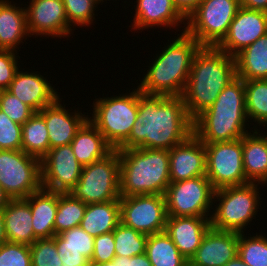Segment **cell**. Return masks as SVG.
<instances>
[{"label": "cell", "mask_w": 267, "mask_h": 266, "mask_svg": "<svg viewBox=\"0 0 267 266\" xmlns=\"http://www.w3.org/2000/svg\"><path fill=\"white\" fill-rule=\"evenodd\" d=\"M193 134L182 96L142 93L138 88V114L128 139L118 149L171 150Z\"/></svg>", "instance_id": "1"}, {"label": "cell", "mask_w": 267, "mask_h": 266, "mask_svg": "<svg viewBox=\"0 0 267 266\" xmlns=\"http://www.w3.org/2000/svg\"><path fill=\"white\" fill-rule=\"evenodd\" d=\"M236 77L235 57L217 47L201 46L193 57L182 99L194 120L208 109L225 86Z\"/></svg>", "instance_id": "2"}, {"label": "cell", "mask_w": 267, "mask_h": 266, "mask_svg": "<svg viewBox=\"0 0 267 266\" xmlns=\"http://www.w3.org/2000/svg\"><path fill=\"white\" fill-rule=\"evenodd\" d=\"M247 122L245 81L236 76L216 101L193 120V133L203 143L234 141L250 132Z\"/></svg>", "instance_id": "3"}, {"label": "cell", "mask_w": 267, "mask_h": 266, "mask_svg": "<svg viewBox=\"0 0 267 266\" xmlns=\"http://www.w3.org/2000/svg\"><path fill=\"white\" fill-rule=\"evenodd\" d=\"M168 42L148 66V72L137 86L142 93L181 96L186 86L198 41L185 32ZM172 42V43H171Z\"/></svg>", "instance_id": "4"}, {"label": "cell", "mask_w": 267, "mask_h": 266, "mask_svg": "<svg viewBox=\"0 0 267 266\" xmlns=\"http://www.w3.org/2000/svg\"><path fill=\"white\" fill-rule=\"evenodd\" d=\"M120 195H165L170 184L169 150L118 149Z\"/></svg>", "instance_id": "5"}, {"label": "cell", "mask_w": 267, "mask_h": 266, "mask_svg": "<svg viewBox=\"0 0 267 266\" xmlns=\"http://www.w3.org/2000/svg\"><path fill=\"white\" fill-rule=\"evenodd\" d=\"M259 186V183H248L216 189L214 210L210 217L211 228L244 233L250 222L258 216V209H261Z\"/></svg>", "instance_id": "6"}, {"label": "cell", "mask_w": 267, "mask_h": 266, "mask_svg": "<svg viewBox=\"0 0 267 266\" xmlns=\"http://www.w3.org/2000/svg\"><path fill=\"white\" fill-rule=\"evenodd\" d=\"M113 96V97H112ZM96 98L90 122L104 136L106 142L118 149L129 137L138 114V87L131 93Z\"/></svg>", "instance_id": "7"}, {"label": "cell", "mask_w": 267, "mask_h": 266, "mask_svg": "<svg viewBox=\"0 0 267 266\" xmlns=\"http://www.w3.org/2000/svg\"><path fill=\"white\" fill-rule=\"evenodd\" d=\"M86 205L119 200L120 159L118 149L104 158L83 166L78 183L69 192Z\"/></svg>", "instance_id": "8"}, {"label": "cell", "mask_w": 267, "mask_h": 266, "mask_svg": "<svg viewBox=\"0 0 267 266\" xmlns=\"http://www.w3.org/2000/svg\"><path fill=\"white\" fill-rule=\"evenodd\" d=\"M239 7L238 0H201L186 19L185 32L201 46L216 47L226 36Z\"/></svg>", "instance_id": "9"}, {"label": "cell", "mask_w": 267, "mask_h": 266, "mask_svg": "<svg viewBox=\"0 0 267 266\" xmlns=\"http://www.w3.org/2000/svg\"><path fill=\"white\" fill-rule=\"evenodd\" d=\"M0 186L10 199H25L39 191L41 160L22 150H0Z\"/></svg>", "instance_id": "10"}, {"label": "cell", "mask_w": 267, "mask_h": 266, "mask_svg": "<svg viewBox=\"0 0 267 266\" xmlns=\"http://www.w3.org/2000/svg\"><path fill=\"white\" fill-rule=\"evenodd\" d=\"M214 191L206 176L170 182L164 195L168 217H211Z\"/></svg>", "instance_id": "11"}, {"label": "cell", "mask_w": 267, "mask_h": 266, "mask_svg": "<svg viewBox=\"0 0 267 266\" xmlns=\"http://www.w3.org/2000/svg\"><path fill=\"white\" fill-rule=\"evenodd\" d=\"M206 177L216 190L250 183L243 168L242 138L229 142L204 143Z\"/></svg>", "instance_id": "12"}, {"label": "cell", "mask_w": 267, "mask_h": 266, "mask_svg": "<svg viewBox=\"0 0 267 266\" xmlns=\"http://www.w3.org/2000/svg\"><path fill=\"white\" fill-rule=\"evenodd\" d=\"M121 223L143 234L164 232L167 207L164 195H131L120 197Z\"/></svg>", "instance_id": "13"}, {"label": "cell", "mask_w": 267, "mask_h": 266, "mask_svg": "<svg viewBox=\"0 0 267 266\" xmlns=\"http://www.w3.org/2000/svg\"><path fill=\"white\" fill-rule=\"evenodd\" d=\"M83 166L71 145L52 148L41 159V185L45 190L69 193L78 183Z\"/></svg>", "instance_id": "14"}, {"label": "cell", "mask_w": 267, "mask_h": 266, "mask_svg": "<svg viewBox=\"0 0 267 266\" xmlns=\"http://www.w3.org/2000/svg\"><path fill=\"white\" fill-rule=\"evenodd\" d=\"M27 6V27L31 36L61 39L73 35L75 29L68 24L62 0H30Z\"/></svg>", "instance_id": "15"}, {"label": "cell", "mask_w": 267, "mask_h": 266, "mask_svg": "<svg viewBox=\"0 0 267 266\" xmlns=\"http://www.w3.org/2000/svg\"><path fill=\"white\" fill-rule=\"evenodd\" d=\"M266 34L267 12L250 10L240 6L226 36L216 47L235 57L244 48Z\"/></svg>", "instance_id": "16"}, {"label": "cell", "mask_w": 267, "mask_h": 266, "mask_svg": "<svg viewBox=\"0 0 267 266\" xmlns=\"http://www.w3.org/2000/svg\"><path fill=\"white\" fill-rule=\"evenodd\" d=\"M170 182L206 176L204 143L193 133L169 150Z\"/></svg>", "instance_id": "17"}, {"label": "cell", "mask_w": 267, "mask_h": 266, "mask_svg": "<svg viewBox=\"0 0 267 266\" xmlns=\"http://www.w3.org/2000/svg\"><path fill=\"white\" fill-rule=\"evenodd\" d=\"M59 96L52 104L44 107L40 113L48 130L50 149L69 145L77 131L88 120V113L84 114L79 110L71 112L66 109ZM71 112V113H70ZM87 114V115H85Z\"/></svg>", "instance_id": "18"}, {"label": "cell", "mask_w": 267, "mask_h": 266, "mask_svg": "<svg viewBox=\"0 0 267 266\" xmlns=\"http://www.w3.org/2000/svg\"><path fill=\"white\" fill-rule=\"evenodd\" d=\"M20 70L21 68L16 72L7 90L35 112H40L60 96L47 76L44 78L38 71Z\"/></svg>", "instance_id": "19"}, {"label": "cell", "mask_w": 267, "mask_h": 266, "mask_svg": "<svg viewBox=\"0 0 267 266\" xmlns=\"http://www.w3.org/2000/svg\"><path fill=\"white\" fill-rule=\"evenodd\" d=\"M239 233L209 228L189 260L196 266H224L238 255Z\"/></svg>", "instance_id": "20"}, {"label": "cell", "mask_w": 267, "mask_h": 266, "mask_svg": "<svg viewBox=\"0 0 267 266\" xmlns=\"http://www.w3.org/2000/svg\"><path fill=\"white\" fill-rule=\"evenodd\" d=\"M135 3L134 19L130 26L132 31L156 26L178 29L180 24L186 27V18L177 10L173 0H136Z\"/></svg>", "instance_id": "21"}, {"label": "cell", "mask_w": 267, "mask_h": 266, "mask_svg": "<svg viewBox=\"0 0 267 266\" xmlns=\"http://www.w3.org/2000/svg\"><path fill=\"white\" fill-rule=\"evenodd\" d=\"M210 227V217H168L164 231L189 261Z\"/></svg>", "instance_id": "22"}, {"label": "cell", "mask_w": 267, "mask_h": 266, "mask_svg": "<svg viewBox=\"0 0 267 266\" xmlns=\"http://www.w3.org/2000/svg\"><path fill=\"white\" fill-rule=\"evenodd\" d=\"M260 130L251 129L242 137L243 168L250 183L267 187V132Z\"/></svg>", "instance_id": "23"}, {"label": "cell", "mask_w": 267, "mask_h": 266, "mask_svg": "<svg viewBox=\"0 0 267 266\" xmlns=\"http://www.w3.org/2000/svg\"><path fill=\"white\" fill-rule=\"evenodd\" d=\"M0 0V49L18 52L23 39L31 37L27 27L25 6L14 1ZM15 3V4H14Z\"/></svg>", "instance_id": "24"}, {"label": "cell", "mask_w": 267, "mask_h": 266, "mask_svg": "<svg viewBox=\"0 0 267 266\" xmlns=\"http://www.w3.org/2000/svg\"><path fill=\"white\" fill-rule=\"evenodd\" d=\"M2 214L7 241L30 246L37 240L33 233L30 205L25 199H11Z\"/></svg>", "instance_id": "25"}, {"label": "cell", "mask_w": 267, "mask_h": 266, "mask_svg": "<svg viewBox=\"0 0 267 266\" xmlns=\"http://www.w3.org/2000/svg\"><path fill=\"white\" fill-rule=\"evenodd\" d=\"M32 213L33 233L36 239H49L55 236V218L58 205V192L41 188L25 198Z\"/></svg>", "instance_id": "26"}, {"label": "cell", "mask_w": 267, "mask_h": 266, "mask_svg": "<svg viewBox=\"0 0 267 266\" xmlns=\"http://www.w3.org/2000/svg\"><path fill=\"white\" fill-rule=\"evenodd\" d=\"M70 145L82 166L104 158L113 150L89 119L77 131Z\"/></svg>", "instance_id": "27"}, {"label": "cell", "mask_w": 267, "mask_h": 266, "mask_svg": "<svg viewBox=\"0 0 267 266\" xmlns=\"http://www.w3.org/2000/svg\"><path fill=\"white\" fill-rule=\"evenodd\" d=\"M120 222V202L113 200L88 204L79 226L89 235L96 237L112 232Z\"/></svg>", "instance_id": "28"}, {"label": "cell", "mask_w": 267, "mask_h": 266, "mask_svg": "<svg viewBox=\"0 0 267 266\" xmlns=\"http://www.w3.org/2000/svg\"><path fill=\"white\" fill-rule=\"evenodd\" d=\"M236 76L248 80L267 79V34L235 56Z\"/></svg>", "instance_id": "29"}, {"label": "cell", "mask_w": 267, "mask_h": 266, "mask_svg": "<svg viewBox=\"0 0 267 266\" xmlns=\"http://www.w3.org/2000/svg\"><path fill=\"white\" fill-rule=\"evenodd\" d=\"M21 150L40 160L50 150L48 130L40 112H35L22 125Z\"/></svg>", "instance_id": "30"}, {"label": "cell", "mask_w": 267, "mask_h": 266, "mask_svg": "<svg viewBox=\"0 0 267 266\" xmlns=\"http://www.w3.org/2000/svg\"><path fill=\"white\" fill-rule=\"evenodd\" d=\"M145 254L152 266H184L188 261L165 231L148 235Z\"/></svg>", "instance_id": "31"}, {"label": "cell", "mask_w": 267, "mask_h": 266, "mask_svg": "<svg viewBox=\"0 0 267 266\" xmlns=\"http://www.w3.org/2000/svg\"><path fill=\"white\" fill-rule=\"evenodd\" d=\"M245 103L247 119L252 128L264 126V130L267 129V79L245 81Z\"/></svg>", "instance_id": "32"}, {"label": "cell", "mask_w": 267, "mask_h": 266, "mask_svg": "<svg viewBox=\"0 0 267 266\" xmlns=\"http://www.w3.org/2000/svg\"><path fill=\"white\" fill-rule=\"evenodd\" d=\"M87 205L70 193L58 192V205L54 223L55 235L78 227L84 217Z\"/></svg>", "instance_id": "33"}, {"label": "cell", "mask_w": 267, "mask_h": 266, "mask_svg": "<svg viewBox=\"0 0 267 266\" xmlns=\"http://www.w3.org/2000/svg\"><path fill=\"white\" fill-rule=\"evenodd\" d=\"M115 255L132 257L145 253L148 235L119 223L113 230Z\"/></svg>", "instance_id": "34"}, {"label": "cell", "mask_w": 267, "mask_h": 266, "mask_svg": "<svg viewBox=\"0 0 267 266\" xmlns=\"http://www.w3.org/2000/svg\"><path fill=\"white\" fill-rule=\"evenodd\" d=\"M238 255L249 266H267V235L239 233Z\"/></svg>", "instance_id": "35"}, {"label": "cell", "mask_w": 267, "mask_h": 266, "mask_svg": "<svg viewBox=\"0 0 267 266\" xmlns=\"http://www.w3.org/2000/svg\"><path fill=\"white\" fill-rule=\"evenodd\" d=\"M68 24L73 28L75 26H91L95 19V10L100 4L97 0H62ZM95 9V10H94Z\"/></svg>", "instance_id": "36"}, {"label": "cell", "mask_w": 267, "mask_h": 266, "mask_svg": "<svg viewBox=\"0 0 267 266\" xmlns=\"http://www.w3.org/2000/svg\"><path fill=\"white\" fill-rule=\"evenodd\" d=\"M53 239L56 242V247L76 249L91 261L94 251V237L80 226L63 231L55 235Z\"/></svg>", "instance_id": "37"}, {"label": "cell", "mask_w": 267, "mask_h": 266, "mask_svg": "<svg viewBox=\"0 0 267 266\" xmlns=\"http://www.w3.org/2000/svg\"><path fill=\"white\" fill-rule=\"evenodd\" d=\"M32 266H62L53 238L37 239L30 245Z\"/></svg>", "instance_id": "38"}, {"label": "cell", "mask_w": 267, "mask_h": 266, "mask_svg": "<svg viewBox=\"0 0 267 266\" xmlns=\"http://www.w3.org/2000/svg\"><path fill=\"white\" fill-rule=\"evenodd\" d=\"M0 110L12 121L23 125L35 111L8 90L0 91Z\"/></svg>", "instance_id": "39"}, {"label": "cell", "mask_w": 267, "mask_h": 266, "mask_svg": "<svg viewBox=\"0 0 267 266\" xmlns=\"http://www.w3.org/2000/svg\"><path fill=\"white\" fill-rule=\"evenodd\" d=\"M0 266H32L30 246L4 242L0 245Z\"/></svg>", "instance_id": "40"}, {"label": "cell", "mask_w": 267, "mask_h": 266, "mask_svg": "<svg viewBox=\"0 0 267 266\" xmlns=\"http://www.w3.org/2000/svg\"><path fill=\"white\" fill-rule=\"evenodd\" d=\"M22 125L0 110V150H21Z\"/></svg>", "instance_id": "41"}, {"label": "cell", "mask_w": 267, "mask_h": 266, "mask_svg": "<svg viewBox=\"0 0 267 266\" xmlns=\"http://www.w3.org/2000/svg\"><path fill=\"white\" fill-rule=\"evenodd\" d=\"M19 53L0 49V91L7 90L21 66L18 64Z\"/></svg>", "instance_id": "42"}, {"label": "cell", "mask_w": 267, "mask_h": 266, "mask_svg": "<svg viewBox=\"0 0 267 266\" xmlns=\"http://www.w3.org/2000/svg\"><path fill=\"white\" fill-rule=\"evenodd\" d=\"M115 256V240L113 231L94 237V251L90 262H108Z\"/></svg>", "instance_id": "43"}, {"label": "cell", "mask_w": 267, "mask_h": 266, "mask_svg": "<svg viewBox=\"0 0 267 266\" xmlns=\"http://www.w3.org/2000/svg\"><path fill=\"white\" fill-rule=\"evenodd\" d=\"M57 252L62 266H89L90 261L76 249L57 247Z\"/></svg>", "instance_id": "44"}, {"label": "cell", "mask_w": 267, "mask_h": 266, "mask_svg": "<svg viewBox=\"0 0 267 266\" xmlns=\"http://www.w3.org/2000/svg\"><path fill=\"white\" fill-rule=\"evenodd\" d=\"M119 266H152L145 253L132 257L119 256Z\"/></svg>", "instance_id": "45"}, {"label": "cell", "mask_w": 267, "mask_h": 266, "mask_svg": "<svg viewBox=\"0 0 267 266\" xmlns=\"http://www.w3.org/2000/svg\"><path fill=\"white\" fill-rule=\"evenodd\" d=\"M201 0H173L177 10L187 19L198 7Z\"/></svg>", "instance_id": "46"}, {"label": "cell", "mask_w": 267, "mask_h": 266, "mask_svg": "<svg viewBox=\"0 0 267 266\" xmlns=\"http://www.w3.org/2000/svg\"><path fill=\"white\" fill-rule=\"evenodd\" d=\"M240 6L250 9L267 12V0H238Z\"/></svg>", "instance_id": "47"}, {"label": "cell", "mask_w": 267, "mask_h": 266, "mask_svg": "<svg viewBox=\"0 0 267 266\" xmlns=\"http://www.w3.org/2000/svg\"><path fill=\"white\" fill-rule=\"evenodd\" d=\"M10 197L5 193L4 189L0 186V211H2L9 203Z\"/></svg>", "instance_id": "48"}, {"label": "cell", "mask_w": 267, "mask_h": 266, "mask_svg": "<svg viewBox=\"0 0 267 266\" xmlns=\"http://www.w3.org/2000/svg\"><path fill=\"white\" fill-rule=\"evenodd\" d=\"M89 266H119V256H115L111 261L103 263L90 262Z\"/></svg>", "instance_id": "49"}, {"label": "cell", "mask_w": 267, "mask_h": 266, "mask_svg": "<svg viewBox=\"0 0 267 266\" xmlns=\"http://www.w3.org/2000/svg\"><path fill=\"white\" fill-rule=\"evenodd\" d=\"M6 236L4 231V218L2 211H0V245L6 242Z\"/></svg>", "instance_id": "50"}, {"label": "cell", "mask_w": 267, "mask_h": 266, "mask_svg": "<svg viewBox=\"0 0 267 266\" xmlns=\"http://www.w3.org/2000/svg\"><path fill=\"white\" fill-rule=\"evenodd\" d=\"M224 266H249L245 264L242 259L237 255L235 258L228 261Z\"/></svg>", "instance_id": "51"}, {"label": "cell", "mask_w": 267, "mask_h": 266, "mask_svg": "<svg viewBox=\"0 0 267 266\" xmlns=\"http://www.w3.org/2000/svg\"><path fill=\"white\" fill-rule=\"evenodd\" d=\"M184 266H196V265L192 264L190 261H187V262L184 264Z\"/></svg>", "instance_id": "52"}, {"label": "cell", "mask_w": 267, "mask_h": 266, "mask_svg": "<svg viewBox=\"0 0 267 266\" xmlns=\"http://www.w3.org/2000/svg\"><path fill=\"white\" fill-rule=\"evenodd\" d=\"M99 3H101L102 4V2H105V1H107V0H97Z\"/></svg>", "instance_id": "53"}]
</instances>
